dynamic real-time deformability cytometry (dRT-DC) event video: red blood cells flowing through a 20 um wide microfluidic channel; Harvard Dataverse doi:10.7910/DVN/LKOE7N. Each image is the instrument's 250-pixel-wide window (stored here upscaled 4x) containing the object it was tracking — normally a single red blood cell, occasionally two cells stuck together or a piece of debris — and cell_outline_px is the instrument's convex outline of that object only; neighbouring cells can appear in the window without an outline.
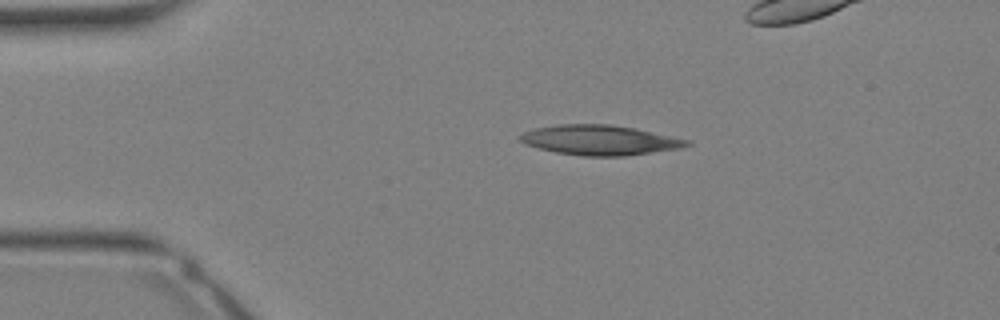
{"species": "Egyptian fruit bat (a non-hibernating species)", "species_latin": "Rousettus aegyptiacus", "temperature_condition": "warm", "stored_images_in_passage": 29, "camera_frame_rate_fps": 3000, "um_per_image_px": 0.085, "animal": {"sex": "female"}, "frame": {"image": 1, "passage_image": 6, "time_ms": 1.667, "image_size_px": [1000, 320], "cell_outline_px": [[692, 144], [680, 148], [624, 156], [580, 156], [556, 152], [524, 144], [520, 140], [520, 136], [524, 132], [536, 128], [556, 124], [608, 124], [636, 128], [692, 140]], "centroid_in_image_um": [51.02, 11.9], "position_along_channel_um": 34.0, "area_um2": 29.13}}
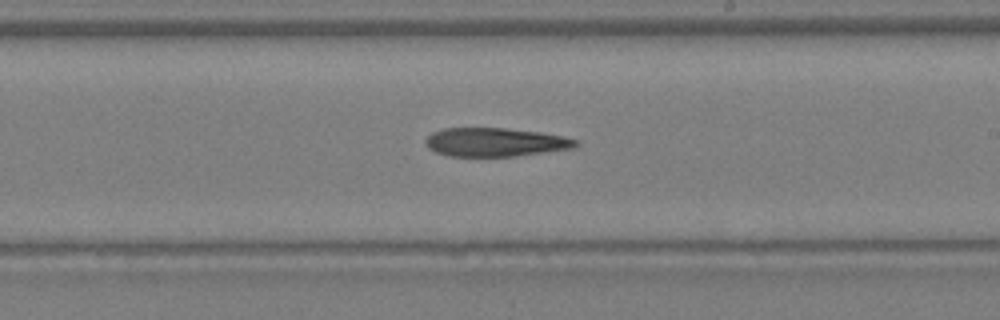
{"frame": {"image": 2, "passage_image": 19, "time_ms": 6.0, "image_size_px": [1000, 320], "cell_outline_px": [[580, 144], [576, 148], [516, 156], [448, 156], [436, 152], [428, 148], [424, 140], [432, 132], [444, 128], [504, 128], [540, 132], [564, 136], [580, 140]], "centroid_in_image_um": [42.14, 12.08], "position_along_channel_um": 246.9, "area_um2": 25.32}}
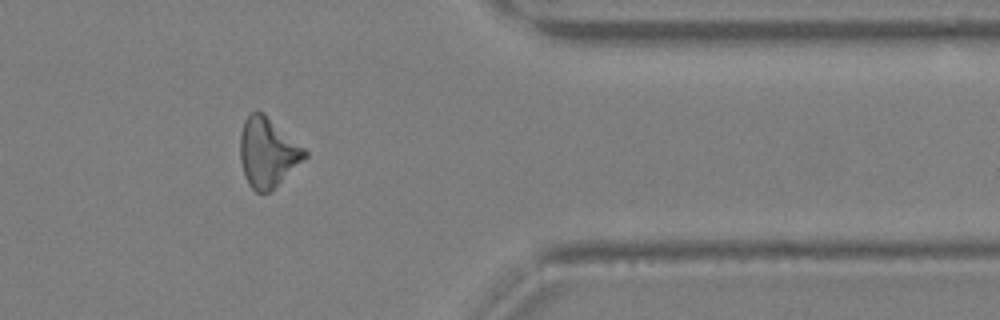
{"frame": {"image": 3, "passage_image": 27, "time_ms": 8.667, "image_size_px": [1000, 320], "cell_outline_px": [[308, 156], [272, 192], [256, 192], [248, 184], [244, 176], [240, 160], [240, 132], [244, 120], [256, 108], [264, 112], [304, 148], [308, 152]], "centroid_in_image_um": [22.74, 12.96], "position_along_channel_um": 388.7, "area_um2": 26.59}}